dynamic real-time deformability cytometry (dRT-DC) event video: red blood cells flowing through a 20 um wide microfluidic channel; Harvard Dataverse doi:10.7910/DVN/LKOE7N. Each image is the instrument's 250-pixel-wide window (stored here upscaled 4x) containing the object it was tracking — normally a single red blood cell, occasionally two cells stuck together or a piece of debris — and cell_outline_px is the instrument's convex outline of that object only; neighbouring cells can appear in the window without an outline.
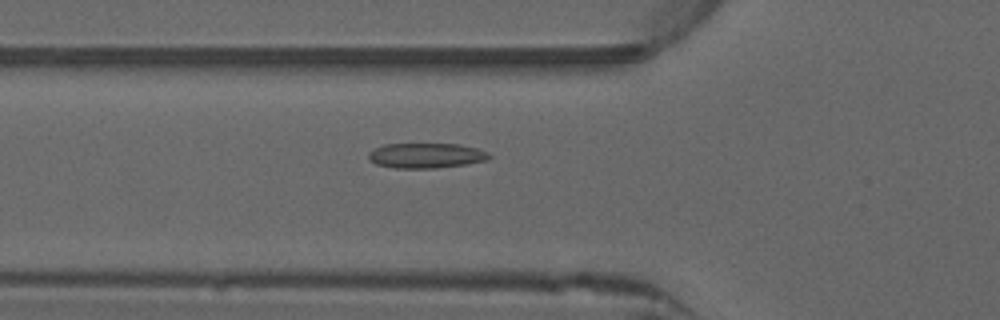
{"species": "common noctule bat (a hibernating species)", "species_latin": "Nyctalus noctula", "temperature_condition": "warm", "stored_images_in_passage": 47, "camera_frame_rate_fps": 3000, "um_per_image_px": 0.085, "animal": {"sex": "male", "forearm_length_mm": 52.5}, "frame": {"image": 1, "passage_image": 14, "time_ms": 4.333, "image_size_px": [1000, 320], "cell_outline_px": [[492, 156], [488, 160], [464, 164], [436, 168], [396, 168], [376, 164], [368, 160], [368, 152], [384, 144], [456, 144], [476, 148], [488, 152]], "centroid_in_image_um": [36.2, 13.22], "position_along_channel_um": 89.6, "area_um2": 17.57}, "authors_computed_cell_mechanics": {"area_um2": 16.8198, "velocity_mm_per_s": 3.9536, "shape_relaxation_time_tau1_ms": 8.1872, "shape_relaxation_time_tau2_ms": 3.6261, "deformation_change_tau1": 0.1621, "deformation_change_tau2": 0.0877}}